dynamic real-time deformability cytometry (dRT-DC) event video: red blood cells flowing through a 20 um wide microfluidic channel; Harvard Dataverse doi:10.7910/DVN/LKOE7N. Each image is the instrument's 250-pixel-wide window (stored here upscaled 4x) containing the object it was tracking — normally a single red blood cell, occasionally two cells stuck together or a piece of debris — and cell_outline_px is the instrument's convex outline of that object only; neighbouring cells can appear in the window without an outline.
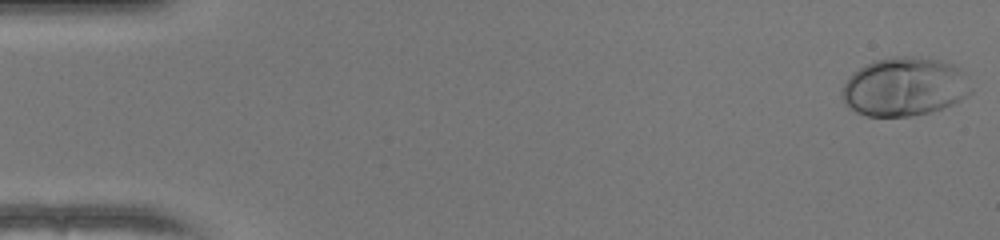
{"species": "human", "species_latin": "Homo sapiens", "temperature_condition": "warm", "stored_images_in_passage": 50, "camera_frame_rate_fps": 3000, "um_per_image_px": 0.085, "donor": {"sex": "female"}, "frame": {"image": 1, "passage_image": 1, "time_ms": 0.0, "image_size_px": [1000, 240], "cell_outline_px": [[972, 92], [968, 96], [952, 104], [928, 112], [912, 116], [868, 116], [856, 112], [848, 108], [844, 104], [840, 96], [840, 92], [848, 76], [852, 72], [876, 60], [892, 56], [912, 56], [940, 60], [952, 64], [960, 68], [972, 88]], "centroid_in_image_um": [76.85, 7.37], "position_along_channel_um": 8.2, "area_um2": 44.33}}
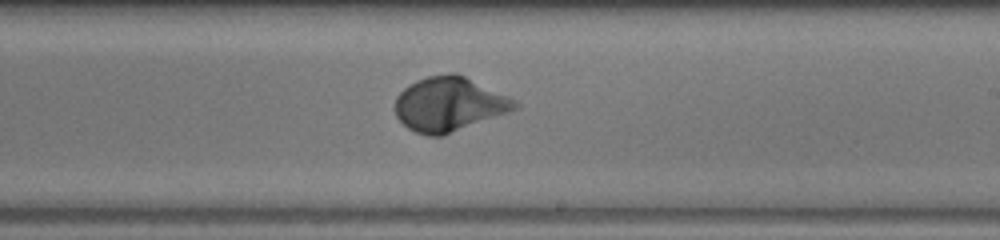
{"frame": {"image": 2, "passage_image": 30, "time_ms": 9.667, "image_size_px": [1000, 240], "cell_outline_px": [[520, 108], [444, 136], [428, 136], [416, 132], [408, 128], [396, 116], [396, 96], [408, 84], [416, 80], [428, 76], [448, 72], [456, 72], [508, 96], [520, 104]], "centroid_in_image_um": [38.19, 8.86], "position_along_channel_um": 250.8, "area_um2": 38.03}}
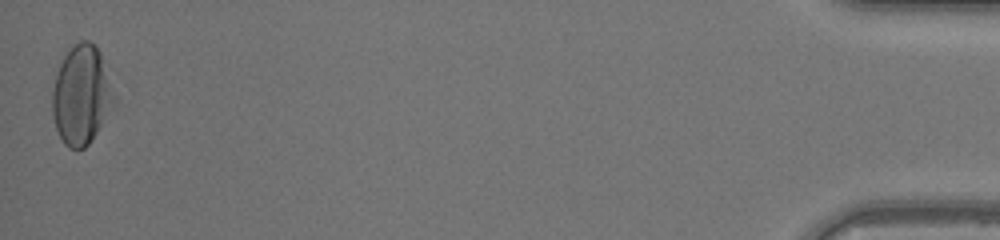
{"frame": {"image": 3, "passage_image": 50, "time_ms": 16.333, "image_size_px": [1000, 240], "cell_outline_px": [[120, 100], [88, 144], [84, 148], [68, 148], [64, 144], [56, 128], [52, 116], [52, 92], [56, 76], [60, 64], [64, 56], [72, 44], [80, 40], [88, 40], [100, 52]], "centroid_in_image_um": [6.98, 8.07], "position_along_channel_um": 428.2, "area_um2": 36.36}, "authors_computed_cell_mechanics": {"area_um2": 35.9516, "velocity_mm_per_s": 4.1053, "shape_relaxation_time_tau1_ms": 3.4622, "shape_relaxation_time_tau2_ms": null, "deformation_change_tau1": 0.2079, "deformation_change_tau2": null}}